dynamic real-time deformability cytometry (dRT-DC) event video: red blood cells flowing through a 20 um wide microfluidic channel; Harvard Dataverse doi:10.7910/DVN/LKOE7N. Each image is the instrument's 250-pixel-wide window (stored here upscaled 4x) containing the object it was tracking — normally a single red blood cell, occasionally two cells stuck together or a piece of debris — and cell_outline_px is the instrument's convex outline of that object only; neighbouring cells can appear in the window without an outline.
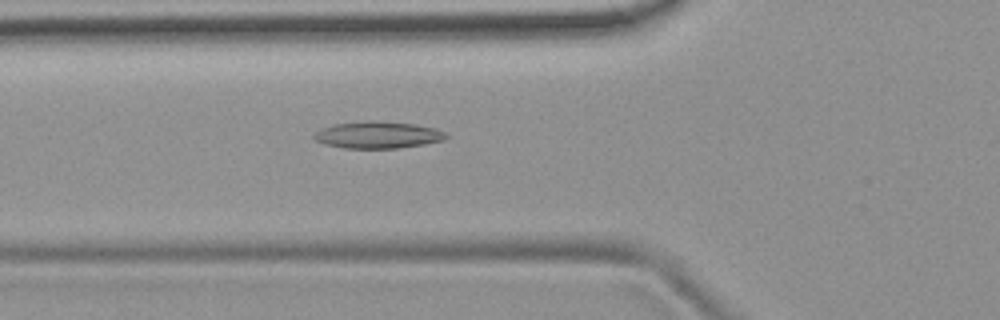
{"species": "common noctule bat (a hibernating species)", "species_latin": "Nyctalus noctula", "temperature_condition": "room temperature", "stored_images_in_passage": 34, "camera_frame_rate_fps": 3000, "um_per_image_px": 0.085, "animal": {"sex": "female", "body_mass_g": 19.9}, "frame": {"image": 1, "passage_image": 4, "time_ms": 1.0, "image_size_px": [1000, 320], "cell_outline_px": [[448, 136], [444, 140], [424, 144], [400, 148], [344, 148], [324, 144], [316, 140], [312, 136], [316, 132], [332, 124], [360, 120], [376, 120], [416, 124], [436, 128], [444, 132]], "centroid_in_image_um": [32.12, 11.45], "position_along_channel_um": 93.7, "area_um2": 20.92}}
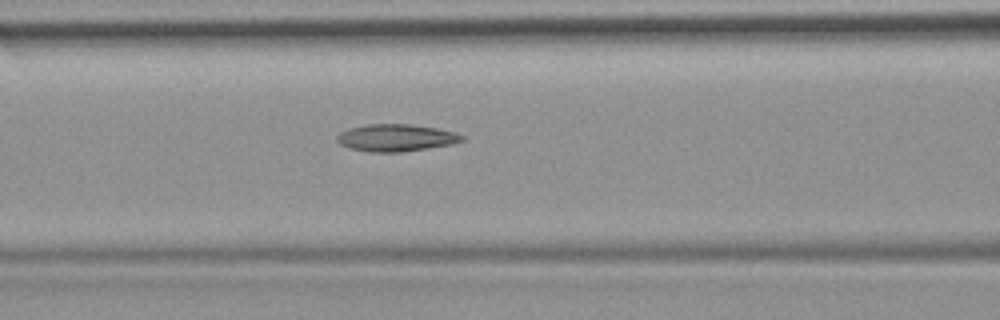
{"frame": {"image": 2, "passage_image": 7, "time_ms": 2.0, "image_size_px": [1000, 320], "cell_outline_px": [[464, 140], [452, 144], [428, 148], [400, 152], [368, 152], [348, 148], [340, 144], [336, 140], [336, 136], [340, 132], [348, 128], [368, 124], [408, 124], [436, 128], [456, 132], [464, 136]], "centroid_in_image_um": [33.63, 11.71], "position_along_channel_um": 133.0, "area_um2": 19.88}}
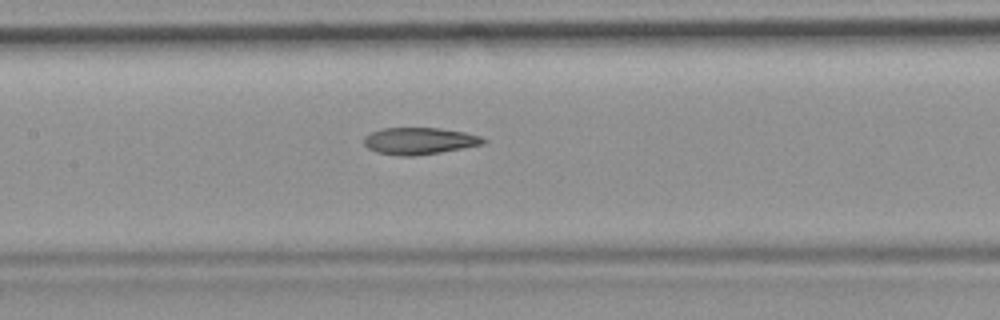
{"frame": {"image": 3, "passage_image": 10, "time_ms": 3.0, "image_size_px": [1000, 320], "cell_outline_px": [[488, 140], [484, 144], [440, 152], [412, 156], [400, 156], [376, 152], [368, 148], [364, 144], [364, 136], [372, 132], [384, 128], [440, 128], [464, 132], [480, 136]], "centroid_in_image_um": [35.64, 11.98], "position_along_channel_um": 171.8, "area_um2": 18.61}, "authors_computed_cell_mechanics": {"area_um2": 19.1029, "velocity_mm_per_s": 3.8802, "shape_relaxation_time_tau1_ms": null, "shape_relaxation_time_tau2_ms": 4.1047, "deformation_change_tau1": null, "deformation_change_tau2": 0.1326}}